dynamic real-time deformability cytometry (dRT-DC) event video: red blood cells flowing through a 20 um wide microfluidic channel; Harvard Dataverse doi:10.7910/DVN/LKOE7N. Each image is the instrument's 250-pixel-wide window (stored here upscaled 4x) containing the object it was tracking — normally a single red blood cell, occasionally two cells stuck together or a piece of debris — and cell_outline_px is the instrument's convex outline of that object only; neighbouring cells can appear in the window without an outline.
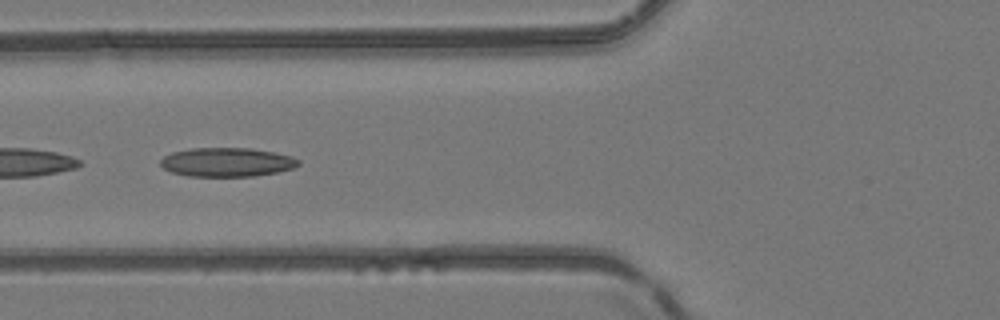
{"species": "common noctule bat (a hibernating species)", "species_latin": "Nyctalus noctula", "temperature_condition": "room temperature", "stored_images_in_passage": 23, "camera_frame_rate_fps": 3000, "um_per_image_px": 0.085, "animal": {"sex": "female", "body_mass_g": 24.6, "forearm_length_mm": 56.2}, "frame": {"image": 1, "passage_image": 20, "time_ms": 6.333, "image_size_px": [1000, 320], "cell_outline_px": [[300, 164], [296, 168], [256, 176], [188, 176], [172, 172], [164, 168], [160, 164], [160, 160], [164, 156], [172, 152], [192, 148], [248, 148], [272, 152], [292, 156], [300, 160]], "centroid_in_image_um": [19.31, 13.78], "position_along_channel_um": 106.5, "area_um2": 23.29}}